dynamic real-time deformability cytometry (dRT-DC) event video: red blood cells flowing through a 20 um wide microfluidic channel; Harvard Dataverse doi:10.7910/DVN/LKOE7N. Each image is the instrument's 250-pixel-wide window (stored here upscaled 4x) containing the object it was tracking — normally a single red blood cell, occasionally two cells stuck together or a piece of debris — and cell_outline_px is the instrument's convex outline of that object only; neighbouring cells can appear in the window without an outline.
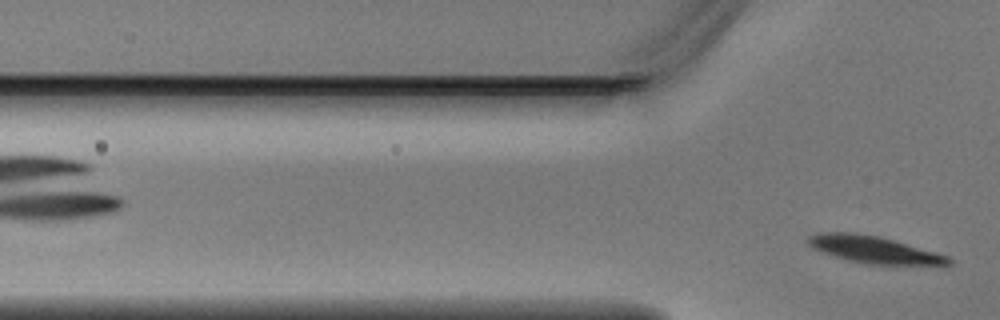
{"species": "Egyptian fruit bat (a non-hibernating species)", "species_latin": "Rousettus aegyptiacus", "temperature_condition": "warm", "stored_images_in_passage": 4, "camera_frame_rate_fps": 3000, "um_per_image_px": 0.085, "animal": {"sex": "male"}, "frame": {"image": 1, "passage_image": 4, "time_ms": 1.0, "image_size_px": [1000, 320], "cell_outline_px": [[952, 264], [940, 268], [868, 264], [848, 260], [812, 248], [804, 240], [808, 236], [820, 232], [852, 232], [880, 236], [936, 252], [948, 256], [952, 260]], "centroid_in_image_um": [74.44, 21.26], "position_along_channel_um": 51.4, "area_um2": 23.12}}